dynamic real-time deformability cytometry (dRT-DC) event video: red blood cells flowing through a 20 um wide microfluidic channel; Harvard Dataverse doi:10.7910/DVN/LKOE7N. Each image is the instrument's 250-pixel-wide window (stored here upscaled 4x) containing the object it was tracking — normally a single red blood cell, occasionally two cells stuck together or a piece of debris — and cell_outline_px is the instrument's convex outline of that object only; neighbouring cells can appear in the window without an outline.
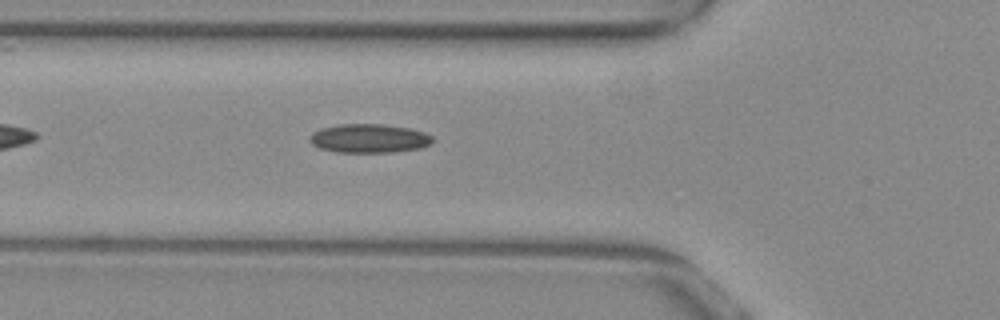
{"species": "common noctule bat (a hibernating species)", "species_latin": "Nyctalus noctula", "temperature_condition": "warm", "stored_images_in_passage": 41, "camera_frame_rate_fps": 3000, "um_per_image_px": 0.085, "animal": {"sex": "female", "body_mass_g": 29.2, "forearm_length_mm": 56.3}, "frame": {"image": 1, "passage_image": 7, "time_ms": 2.0, "image_size_px": [1000, 320], "cell_outline_px": [[432, 144], [420, 148], [392, 152], [336, 152], [320, 148], [312, 144], [308, 140], [312, 132], [320, 128], [340, 124], [384, 124], [412, 128], [424, 132], [432, 136]], "centroid_in_image_um": [31.37, 11.75], "position_along_channel_um": 94.4, "area_um2": 20.81}}
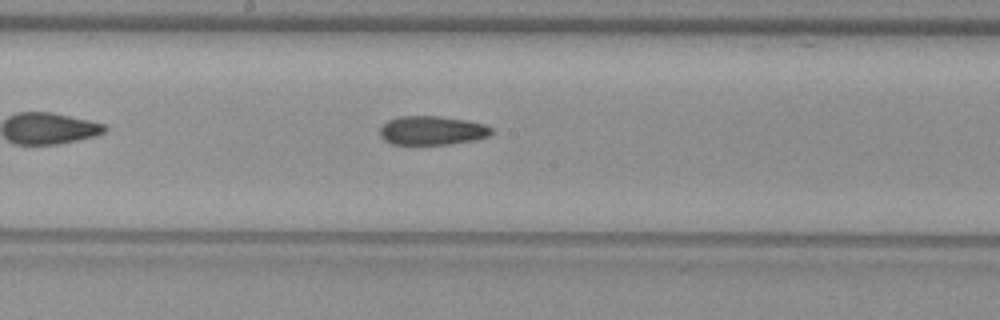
{"frame": {"image": 2, "passage_image": 16, "time_ms": 5.0, "image_size_px": [1000, 320], "cell_outline_px": [[492, 132], [488, 136], [476, 140], [452, 144], [392, 144], [384, 140], [380, 136], [380, 128], [388, 120], [400, 116], [440, 116], [468, 120], [484, 124], [492, 128]], "centroid_in_image_um": [36.74, 11.09], "position_along_channel_um": 211.5, "area_um2": 18.9}}
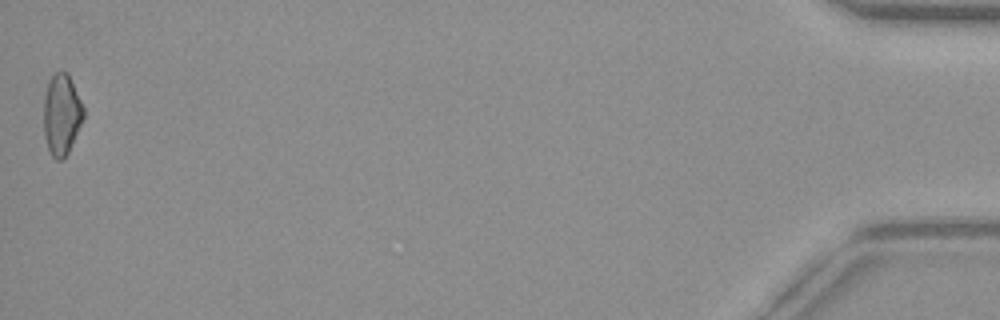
{"frame": {"image": 3, "passage_image": 41, "time_ms": 13.333, "image_size_px": [1000, 320], "cell_outline_px": [[84, 120], [64, 160], [56, 160], [52, 156], [48, 148], [44, 136], [44, 96], [48, 80], [60, 68], [68, 72], [84, 108]], "centroid_in_image_um": [5.24, 9.71], "position_along_channel_um": 430.0, "area_um2": 19.13}, "authors_computed_cell_mechanics": {"area_um2": 19.074, "velocity_mm_per_s": 3.8858, "shape_relaxation_time_tau1_ms": null, "shape_relaxation_time_tau2_ms": 5.3807, "deformation_change_tau1": null, "deformation_change_tau2": 0.1217}}